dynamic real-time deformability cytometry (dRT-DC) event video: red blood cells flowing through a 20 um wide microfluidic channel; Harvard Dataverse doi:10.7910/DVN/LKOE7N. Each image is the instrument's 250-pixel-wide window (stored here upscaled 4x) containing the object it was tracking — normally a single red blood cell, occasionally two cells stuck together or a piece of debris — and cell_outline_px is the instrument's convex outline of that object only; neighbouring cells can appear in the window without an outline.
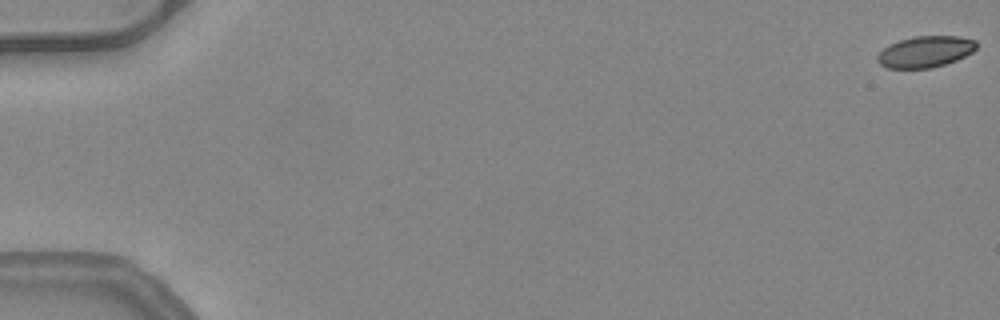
{"species": "common noctule bat (a hibernating species)", "species_latin": "Nyctalus noctula", "temperature_condition": "warm", "stored_images_in_passage": 53, "camera_frame_rate_fps": 3000, "um_per_image_px": 0.085, "animal": {"sex": "female", "body_mass_g": 24.6, "forearm_length_mm": 56.2}, "frame": {"image": 1, "passage_image": 1, "time_ms": 0.0, "image_size_px": [1000, 320], "cell_outline_px": [[976, 48], [972, 52], [956, 60], [932, 68], [888, 68], [880, 64], [876, 60], [876, 56], [888, 44], [900, 40], [916, 36], [960, 36], [976, 40]], "centroid_in_image_um": [78.64, 4.39], "position_along_channel_um": 6.4, "area_um2": 18.03}}
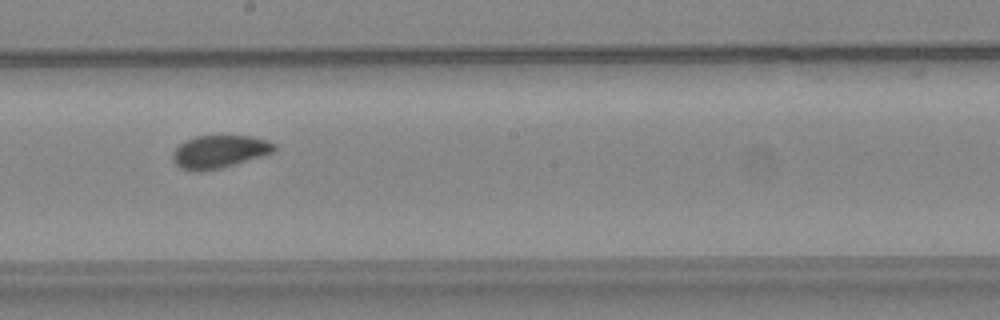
{"frame": {"image": 2, "passage_image": 31, "time_ms": 10.0, "image_size_px": [1000, 320], "cell_outline_px": [[276, 152], [264, 156], [220, 168], [204, 172], [196, 172], [180, 168], [172, 160], [172, 152], [180, 144], [196, 136], [252, 136], [268, 140], [276, 144]], "centroid_in_image_um": [18.68, 12.9], "position_along_channel_um": 229.5, "area_um2": 19.65}}
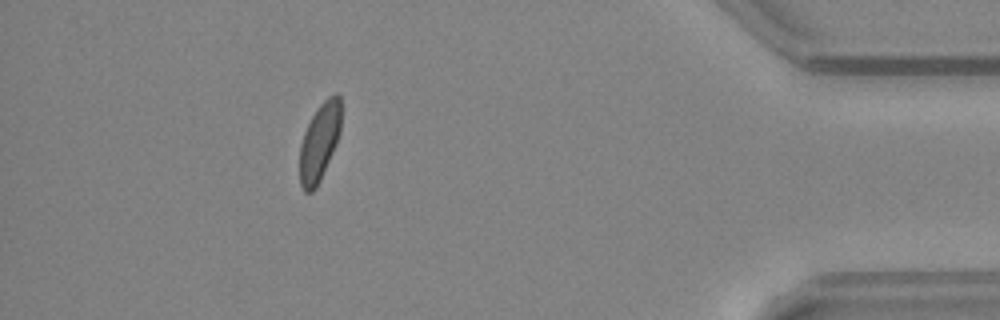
{"frame": {"image": 3, "passage_image": 48, "time_ms": 15.667, "image_size_px": [1000, 320], "cell_outline_px": [[340, 132], [332, 152], [320, 180], [316, 188], [312, 192], [304, 192], [300, 184], [300, 144], [304, 132], [316, 108], [328, 96], [336, 92], [340, 96]], "centroid_in_image_um": [27.14, 12.06], "position_along_channel_um": 408.1, "area_um2": 18.55}, "authors_computed_cell_mechanics": {"area_um2": 19.5364, "velocity_mm_per_s": 4.0239, "shape_relaxation_time_tau1_ms": 7.0701, "shape_relaxation_time_tau2_ms": null, "deformation_change_tau1": 0.105, "deformation_change_tau2": null}}